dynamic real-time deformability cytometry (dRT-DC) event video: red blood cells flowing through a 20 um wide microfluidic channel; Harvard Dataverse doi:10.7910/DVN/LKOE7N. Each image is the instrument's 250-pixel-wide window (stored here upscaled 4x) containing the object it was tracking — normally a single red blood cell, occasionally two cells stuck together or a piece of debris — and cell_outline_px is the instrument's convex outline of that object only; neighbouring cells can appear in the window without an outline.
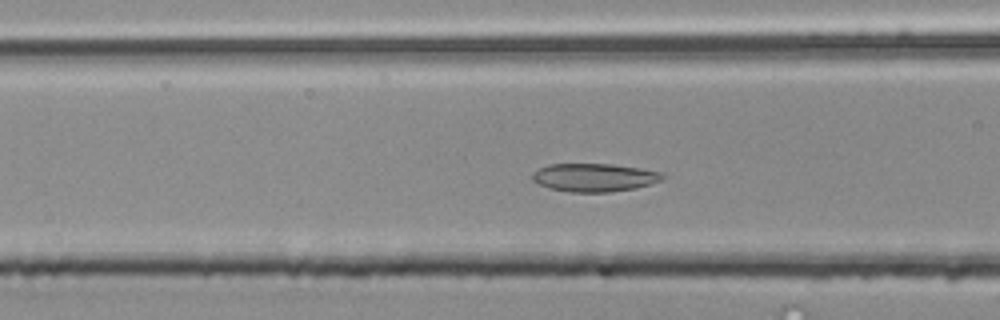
{"species": "common noctule bat (a hibernating species)", "species_latin": "Nyctalus noctula", "temperature_condition": "room temperature", "stored_images_in_passage": 41, "camera_frame_rate_fps": 3000, "um_per_image_px": 0.085, "animal": {"sex": "male", "body_mass_g": 20.4}, "frame": {"image": 1, "passage_image": 7, "time_ms": 2.0, "image_size_px": [1000, 320], "cell_outline_px": [[664, 176], [660, 180], [636, 188], [608, 192], [568, 192], [548, 188], [532, 180], [532, 172], [548, 164], [612, 164], [640, 168], [664, 172]], "centroid_in_image_um": [50.49, 15.08], "position_along_channel_um": 116.1, "area_um2": 21.39}}
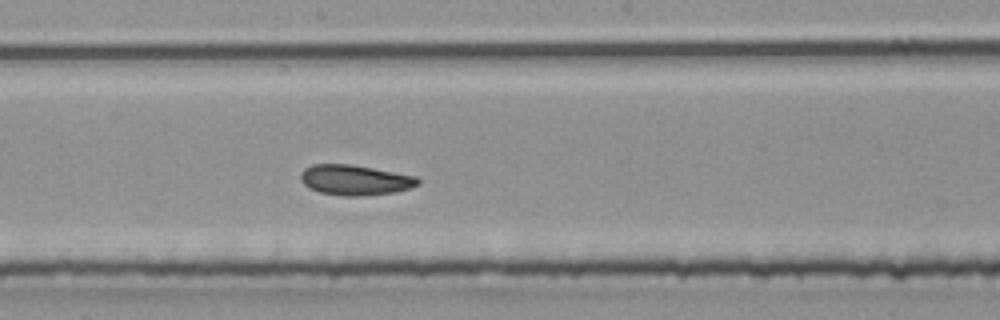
{"frame": {"image": 2, "passage_image": 15, "time_ms": 4.667, "image_size_px": [1000, 320], "cell_outline_px": [[420, 184], [396, 192], [360, 196], [344, 196], [320, 192], [304, 184], [300, 180], [300, 172], [304, 168], [312, 164], [348, 164], [372, 168], [416, 176], [420, 180]], "centroid_in_image_um": [30.16, 15.3], "position_along_channel_um": 218.0, "area_um2": 20.58}}
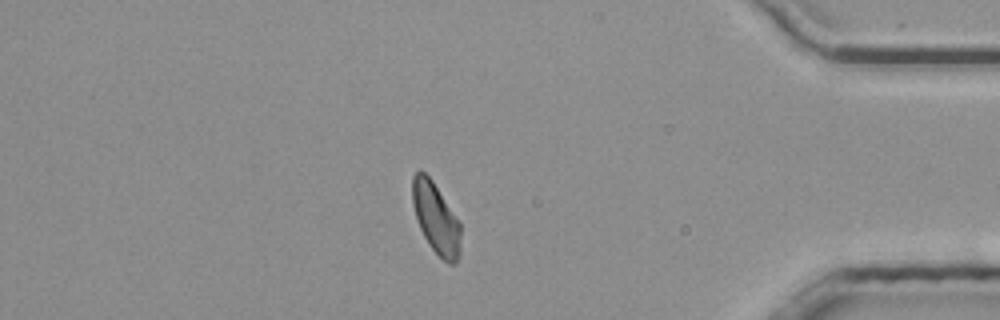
{"frame": {"image": 3, "passage_image": 32, "time_ms": 10.333, "image_size_px": [1000, 320], "cell_outline_px": [[460, 256], [456, 264], [448, 264], [428, 244], [420, 228], [412, 204], [412, 176], [420, 168], [432, 180], [460, 224]], "centroid_in_image_um": [37.04, 18.56], "position_along_channel_um": 398.2, "area_um2": 19.71}, "authors_computed_cell_mechanics": {"area_um2": 20.23, "velocity_mm_per_s": 3.8263, "shape_relaxation_time_tau1_ms": 10.8889, "shape_relaxation_time_tau2_ms": null, "deformation_change_tau1": 0.1678, "deformation_change_tau2": null}}